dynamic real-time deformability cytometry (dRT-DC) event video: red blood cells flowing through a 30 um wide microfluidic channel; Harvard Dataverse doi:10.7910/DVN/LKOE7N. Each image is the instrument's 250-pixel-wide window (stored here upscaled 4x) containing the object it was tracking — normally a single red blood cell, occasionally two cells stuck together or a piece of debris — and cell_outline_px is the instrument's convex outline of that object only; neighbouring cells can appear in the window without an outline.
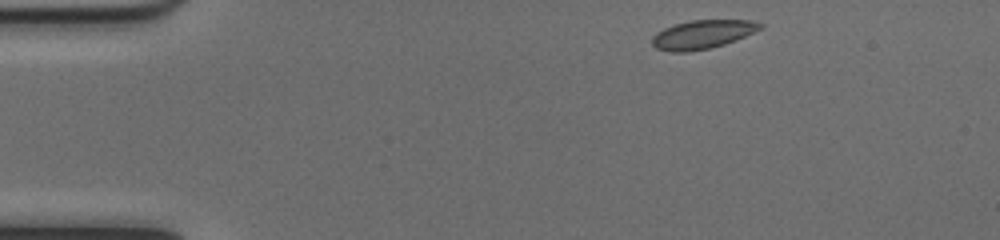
{"species": "common noctule bat (a hibernating species)", "species_latin": "Nyctalus noctula", "temperature_condition": "cold", "stored_images_in_passage": 45, "camera_frame_rate_fps": 3000, "um_per_image_px": 0.085, "animal": {"sex": "female", "body_mass_g": 17.0, "forearm_length_mm": 48.0}, "frame": {"image": 1, "passage_image": 1, "time_ms": 0.0, "image_size_px": [1000, 240], "cell_outline_px": [[764, 28], [736, 40], [724, 44], [708, 48], [688, 52], [672, 52], [656, 48], [652, 44], [652, 36], [656, 32], [664, 28], [688, 20], [752, 20], [764, 24]], "centroid_in_image_um": [59.73, 2.92], "position_along_channel_um": 25.3, "area_um2": 18.15}}
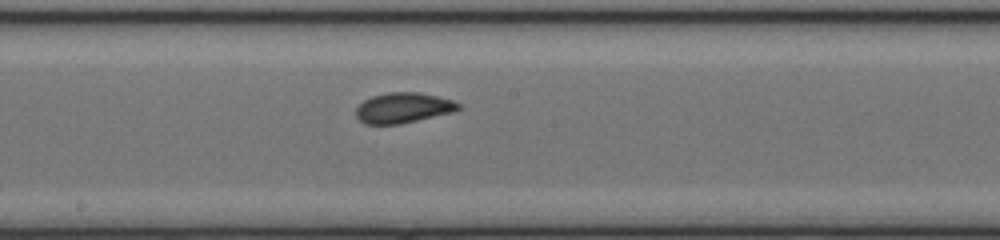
{"frame": {"image": 2, "passage_image": 21, "time_ms": 6.667, "image_size_px": [1000, 240], "cell_outline_px": [[460, 108], [452, 112], [400, 124], [364, 124], [356, 116], [356, 108], [364, 100], [372, 96], [388, 92], [420, 92], [452, 100], [460, 104]], "centroid_in_image_um": [34.25, 9.16], "position_along_channel_um": 214.0, "area_um2": 17.98}}
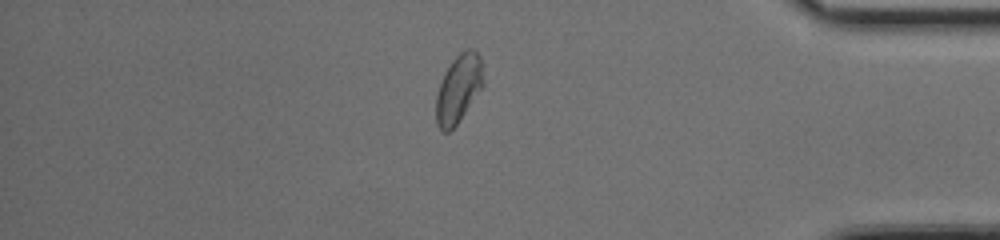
{"frame": {"image": 3, "passage_image": 37, "time_ms": 12.0, "image_size_px": [1000, 240], "cell_outline_px": [[484, 84], [456, 124], [448, 132], [444, 132], [436, 124], [436, 96], [440, 84], [452, 60], [460, 52], [468, 48], [472, 48], [480, 56]], "centroid_in_image_um": [38.97, 7.52], "position_along_channel_um": 396.2, "area_um2": 18.26}, "authors_computed_cell_mechanics": {"area_um2": 18.3804, "velocity_mm_per_s": 3.9927, "shape_relaxation_time_tau1_ms": 4.0622, "shape_relaxation_time_tau2_ms": null, "deformation_change_tau1": 0.0946, "deformation_change_tau2": null}}